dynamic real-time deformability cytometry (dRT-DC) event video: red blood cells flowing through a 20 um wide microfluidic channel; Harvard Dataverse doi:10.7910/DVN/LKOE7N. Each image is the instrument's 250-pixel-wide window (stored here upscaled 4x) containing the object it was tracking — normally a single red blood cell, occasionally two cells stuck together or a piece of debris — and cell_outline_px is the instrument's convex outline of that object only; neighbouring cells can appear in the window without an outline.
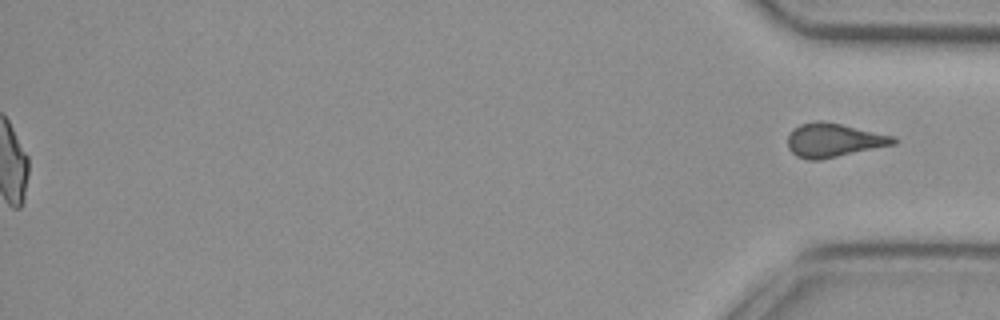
{"species": "common noctule bat (a hibernating species)", "species_latin": "Nyctalus noctula", "temperature_condition": "cold", "stored_images_in_passage": 51, "segment_of_instrument_passage": [2, 2], "camera_frame_rate_fps": 3000, "um_per_image_px": 0.085, "animal": {"sex": "female", "body_mass_g": 29.2, "forearm_length_mm": 56.3}, "frame": {"image": 1, "passage_image": 51, "time_ms": 16.667, "image_size_px": [1000, 320], "cell_outline_px": [[900, 140], [896, 144], [820, 160], [808, 160], [796, 156], [788, 148], [788, 136], [800, 124], [816, 120], [824, 120], [896, 136]], "centroid_in_image_um": [70.91, 11.91], "position_along_channel_um": 364.3, "area_um2": 21.04}}